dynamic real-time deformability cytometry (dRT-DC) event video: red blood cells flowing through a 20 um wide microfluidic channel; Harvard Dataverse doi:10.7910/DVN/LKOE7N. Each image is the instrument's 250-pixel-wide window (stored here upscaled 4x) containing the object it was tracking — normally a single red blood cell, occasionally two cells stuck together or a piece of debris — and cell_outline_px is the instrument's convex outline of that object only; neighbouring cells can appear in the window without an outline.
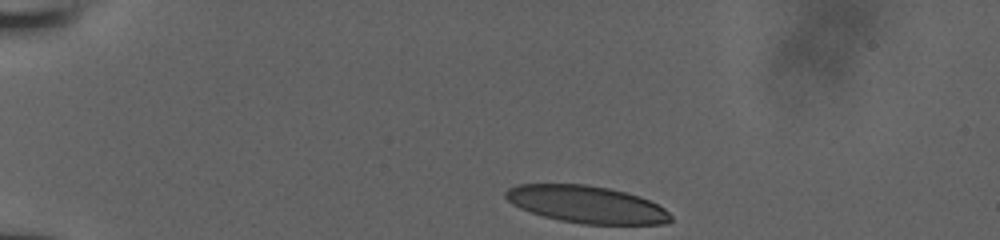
{"species": "human", "species_latin": "Homo sapiens", "temperature_condition": "room temperature", "stored_images_in_passage": 35, "camera_frame_rate_fps": 3000, "um_per_image_px": 0.085, "donor": {"sex": "male"}, "frame": {"image": 1, "passage_image": 1, "time_ms": 0.0, "image_size_px": [1000, 240], "cell_outline_px": [[672, 220], [668, 224], [584, 224], [560, 220], [544, 216], [520, 208], [512, 204], [504, 196], [504, 192], [508, 188], [516, 184], [584, 184], [608, 188], [640, 196], [664, 208], [672, 216]], "centroid_in_image_um": [49.85, 17.37], "position_along_channel_um": 35.1, "area_um2": 35.72}}
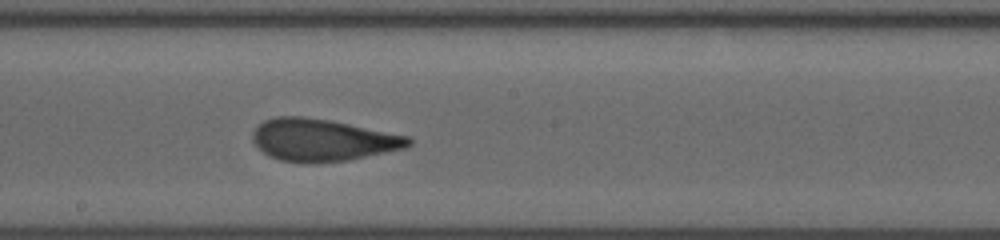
{"frame": {"image": 2, "passage_image": 20, "time_ms": 6.333, "image_size_px": [1000, 240], "cell_outline_px": [[412, 144], [408, 148], [348, 160], [316, 164], [280, 160], [268, 156], [252, 140], [252, 132], [264, 120], [276, 116], [304, 116], [328, 120], [408, 136], [412, 140]], "centroid_in_image_um": [27.42, 11.91], "position_along_channel_um": 220.8, "area_um2": 38.32}}
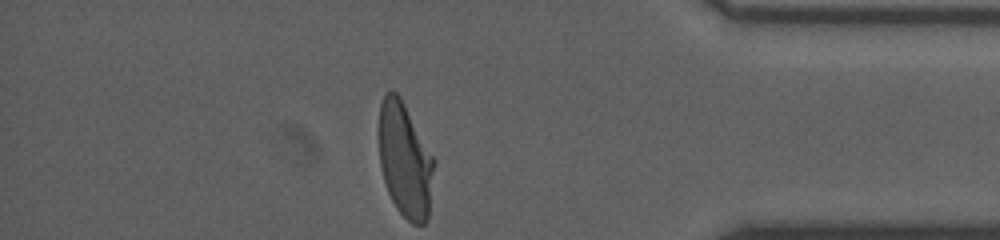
{"frame": {"image": 3, "passage_image": 35, "time_ms": 11.333, "image_size_px": [1000, 240], "cell_outline_px": [[436, 160], [428, 220], [424, 224], [412, 224], [396, 208], [388, 192], [380, 168], [376, 128], [380, 104], [384, 92], [396, 92], [400, 96]], "centroid_in_image_um": [34.4, 13.57], "position_along_channel_um": 400.8, "area_um2": 37.86}}